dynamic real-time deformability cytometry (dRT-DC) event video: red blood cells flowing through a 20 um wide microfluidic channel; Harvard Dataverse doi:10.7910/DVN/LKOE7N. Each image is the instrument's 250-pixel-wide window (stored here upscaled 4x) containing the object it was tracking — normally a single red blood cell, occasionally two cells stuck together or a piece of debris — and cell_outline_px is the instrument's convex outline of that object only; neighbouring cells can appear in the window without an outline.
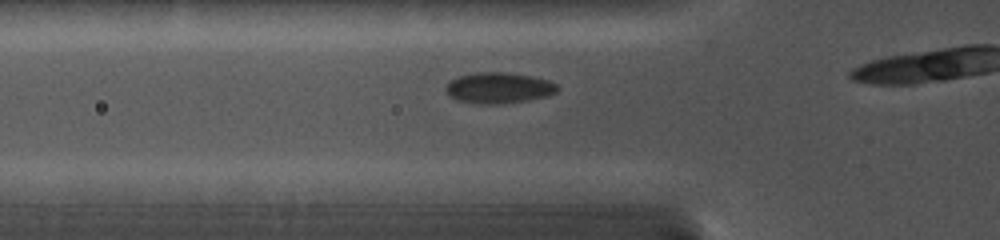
{"species": "common noctule bat (a hibernating species)", "species_latin": "Nyctalus noctula", "temperature_condition": "cold", "stored_images_in_passage": 7, "camera_frame_rate_fps": 5000, "um_per_image_px": 0.085, "animal": {"sex": "female", "body_mass_g": 19.0, "forearm_length_mm": 56.7}, "frame": {"image": 1, "passage_image": 4, "time_ms": 1.6, "image_size_px": [1000, 240], "cell_outline_px": [[560, 88], [556, 92], [548, 96], [528, 100], [500, 104], [476, 104], [456, 100], [448, 96], [444, 88], [452, 80], [460, 76], [476, 72], [504, 72], [532, 76], [548, 80], [556, 84]], "centroid_in_image_um": [42.39, 7.48], "position_along_channel_um": 83.4, "area_um2": 20.23}}
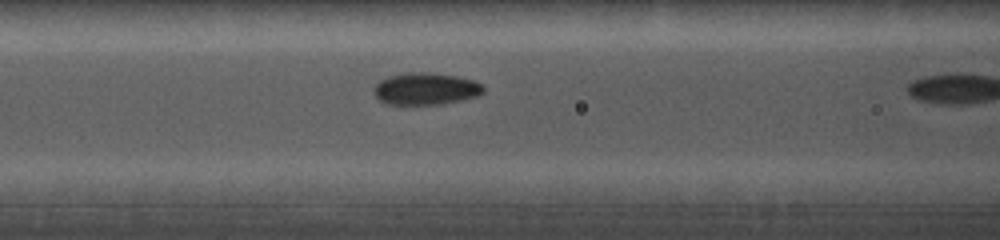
{"frame": {"image": 2, "passage_image": 6, "time_ms": 2.8, "image_size_px": [1000, 240], "cell_outline_px": [[484, 92], [480, 96], [440, 104], [384, 104], [376, 96], [376, 84], [380, 80], [388, 76], [404, 72], [428, 72], [456, 76], [472, 80], [484, 84]], "centroid_in_image_um": [36.22, 7.54], "position_along_channel_um": 130.4, "area_um2": 20.46}}